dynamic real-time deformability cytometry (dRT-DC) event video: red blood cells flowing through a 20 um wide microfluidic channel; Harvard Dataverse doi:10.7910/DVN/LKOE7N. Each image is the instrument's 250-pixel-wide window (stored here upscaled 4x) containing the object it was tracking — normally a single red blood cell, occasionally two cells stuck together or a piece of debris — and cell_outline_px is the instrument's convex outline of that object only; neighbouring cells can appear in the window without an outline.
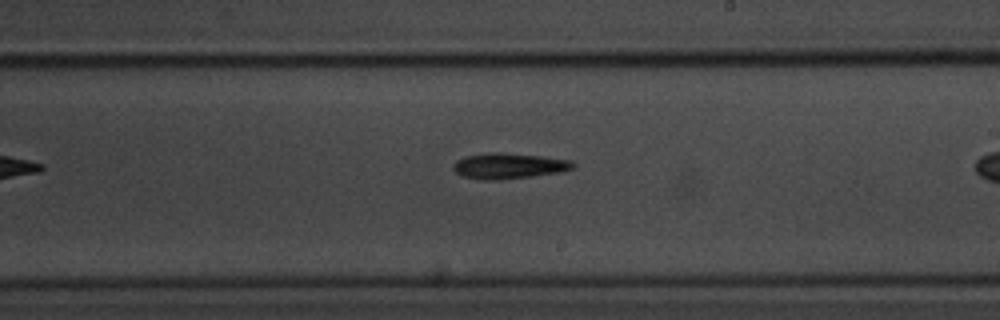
{"species": "common noctule bat (a hibernating species)", "species_latin": "Nyctalus noctula", "temperature_condition": "room temperature", "stored_images_in_passage": 22, "camera_frame_rate_fps": 3000, "um_per_image_px": 0.085, "animal": {"sex": "male", "body_mass_g": 20.1, "forearm_length_mm": 53.5}, "frame": {"image": 1, "passage_image": 13, "time_ms": 4.0, "image_size_px": [1000, 320], "cell_outline_px": [[576, 164], [572, 168], [560, 172], [532, 176], [500, 180], [480, 180], [460, 176], [452, 168], [452, 164], [456, 160], [464, 156], [488, 152], [504, 152], [544, 156], [572, 160]], "centroid_in_image_um": [43.21, 14.09], "position_along_channel_um": 245.8, "area_um2": 18.32}}